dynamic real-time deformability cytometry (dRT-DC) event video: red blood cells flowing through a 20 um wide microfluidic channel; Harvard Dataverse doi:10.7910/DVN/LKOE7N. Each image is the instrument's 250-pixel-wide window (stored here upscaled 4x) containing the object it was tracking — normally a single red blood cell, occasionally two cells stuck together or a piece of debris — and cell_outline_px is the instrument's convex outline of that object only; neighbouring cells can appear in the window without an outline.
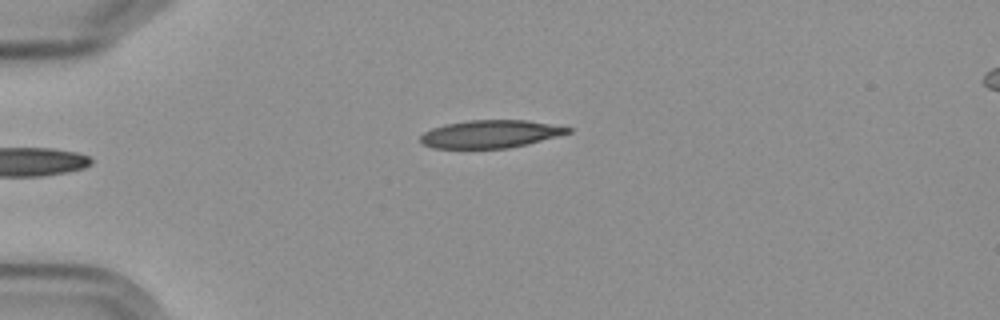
{"species": "Egyptian fruit bat (a non-hibernating species)", "species_latin": "Rousettus aegyptiacus", "temperature_condition": "cold", "stored_images_in_passage": 4, "camera_frame_rate_fps": 3000, "um_per_image_px": 0.085, "frame": {"image": 1, "passage_image": 4, "time_ms": 1.333, "image_size_px": [1000, 320], "cell_outline_px": [[572, 132], [508, 148], [432, 148], [420, 144], [420, 136], [424, 132], [432, 128], [444, 124], [468, 120], [528, 120], [572, 128]], "centroid_in_image_um": [41.61, 11.38], "position_along_channel_um": 43.4, "area_um2": 23.76}}